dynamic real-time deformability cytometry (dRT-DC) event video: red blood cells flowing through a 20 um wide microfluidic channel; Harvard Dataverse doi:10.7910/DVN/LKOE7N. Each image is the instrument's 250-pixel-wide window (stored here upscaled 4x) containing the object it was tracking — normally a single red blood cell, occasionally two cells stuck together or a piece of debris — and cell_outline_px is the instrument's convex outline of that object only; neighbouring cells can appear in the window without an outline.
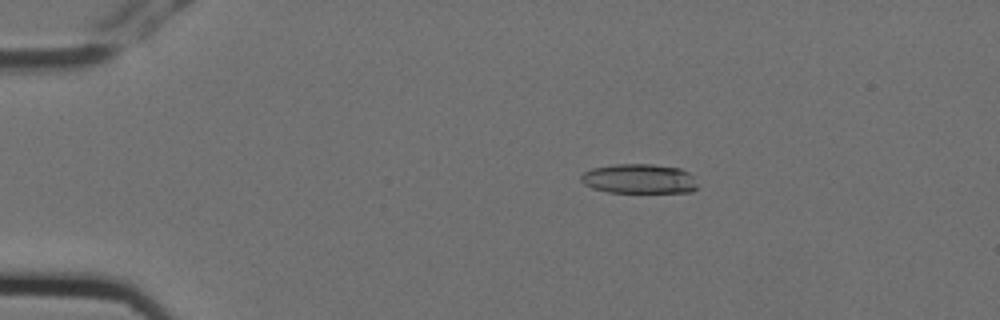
{"species": "Egyptian fruit bat (a non-hibernating species)", "species_latin": "Rousettus aegyptiacus", "temperature_condition": "cold", "stored_images_in_passage": 6, "camera_frame_rate_fps": 3000, "um_per_image_px": 0.085, "animal": {"sex": "female"}, "frame": {"image": 1, "passage_image": 3, "time_ms": 0.667, "image_size_px": [1000, 320], "cell_outline_px": [[696, 188], [692, 192], [608, 192], [592, 188], [584, 184], [580, 180], [580, 176], [584, 172], [592, 168], [616, 164], [652, 164], [680, 168], [688, 172], [692, 176], [696, 184]], "centroid_in_image_um": [54.3, 15.19], "position_along_channel_um": 30.7, "area_um2": 20.06}}